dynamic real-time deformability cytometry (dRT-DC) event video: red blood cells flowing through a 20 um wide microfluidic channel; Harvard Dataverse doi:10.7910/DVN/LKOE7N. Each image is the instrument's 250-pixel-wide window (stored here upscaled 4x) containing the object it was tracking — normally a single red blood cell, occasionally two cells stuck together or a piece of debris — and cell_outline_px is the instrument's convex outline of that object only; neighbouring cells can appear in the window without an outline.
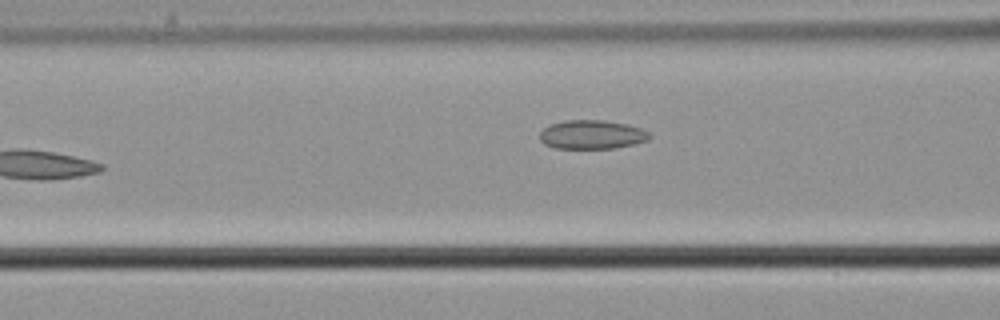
{"species": "common noctule bat (a hibernating species)", "species_latin": "Nyctalus noctula", "temperature_condition": "cold", "stored_images_in_passage": 8, "camera_frame_rate_fps": 3000, "um_per_image_px": 0.085, "animal": {"sex": "male", "body_mass_g": 21.5, "forearm_length_mm": 52.0}, "frame": {"image": 1, "passage_image": 7, "time_ms": 2.0, "image_size_px": [1000, 320], "cell_outline_px": [[652, 136], [648, 140], [636, 144], [616, 148], [552, 148], [544, 144], [540, 140], [540, 132], [548, 124], [564, 120], [604, 120], [628, 124], [640, 128], [648, 132]], "centroid_in_image_um": [50.3, 11.44], "position_along_channel_um": 116.3, "area_um2": 18.73}}
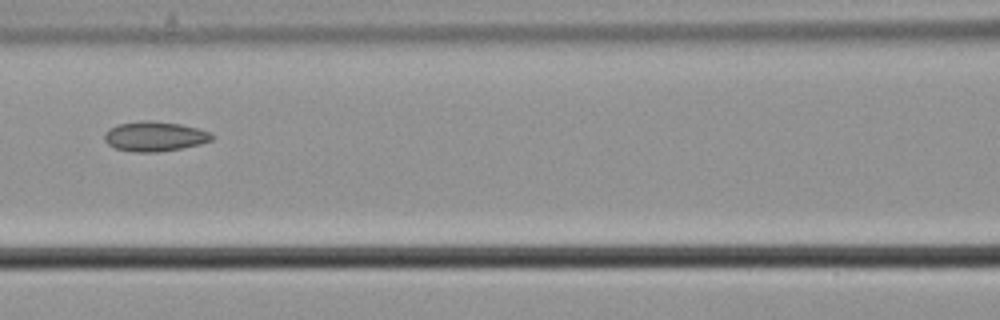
{"frame": {"image": 2, "passage_image": 8, "time_ms": 2.333, "image_size_px": [1000, 320], "cell_outline_px": [[216, 136], [212, 140], [200, 144], [180, 148], [156, 152], [136, 152], [116, 148], [108, 144], [104, 140], [104, 132], [116, 124], [140, 120], [148, 120], [180, 124], [196, 128], [208, 132]], "centroid_in_image_um": [13.12, 11.58], "position_along_channel_um": 153.5, "area_um2": 18.61}}